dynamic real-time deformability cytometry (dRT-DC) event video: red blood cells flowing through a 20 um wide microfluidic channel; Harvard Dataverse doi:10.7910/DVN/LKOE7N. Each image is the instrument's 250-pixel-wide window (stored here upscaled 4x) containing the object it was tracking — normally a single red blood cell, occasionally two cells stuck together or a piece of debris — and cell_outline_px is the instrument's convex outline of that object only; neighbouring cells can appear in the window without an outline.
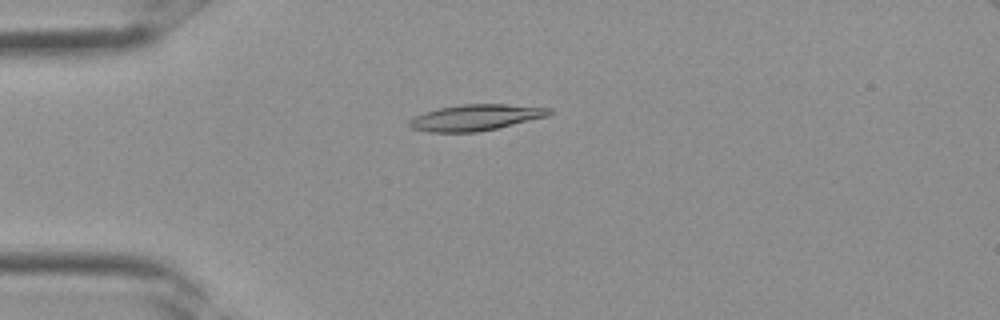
{"species": "Egyptian fruit bat (a non-hibernating species)", "species_latin": "Rousettus aegyptiacus", "temperature_condition": "room temperature", "stored_images_in_passage": 15, "camera_frame_rate_fps": 3000, "um_per_image_px": 0.085, "frame": {"image": 1, "passage_image": 9, "time_ms": 2.667, "image_size_px": [1000, 320], "cell_outline_px": [[552, 112], [548, 116], [496, 128], [476, 132], [428, 132], [412, 128], [408, 124], [408, 120], [424, 112], [440, 108], [460, 104], [508, 104], [552, 108]], "centroid_in_image_um": [40.43, 9.98], "position_along_channel_um": 44.6, "area_um2": 21.15}}
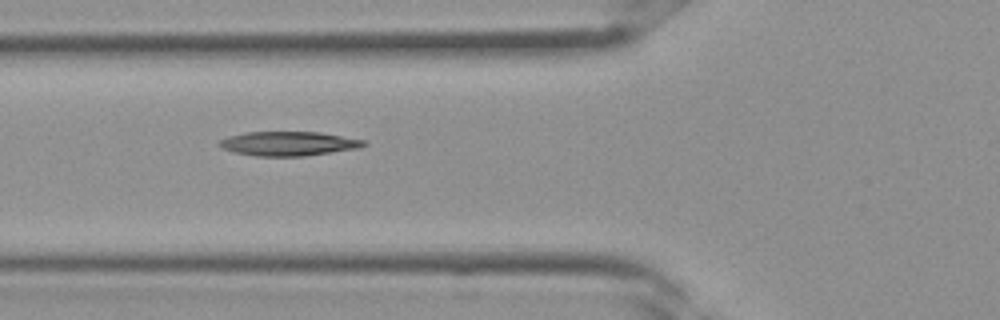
{"frame": {"image": 2, "passage_image": 13, "time_ms": 4.0, "image_size_px": [1000, 320], "cell_outline_px": [[368, 144], [360, 148], [304, 156], [256, 156], [236, 152], [224, 148], [216, 144], [220, 140], [228, 136], [244, 132], [320, 132], [364, 140]], "centroid_in_image_um": [24.53, 12.2], "position_along_channel_um": 101.3, "area_um2": 20.35}}
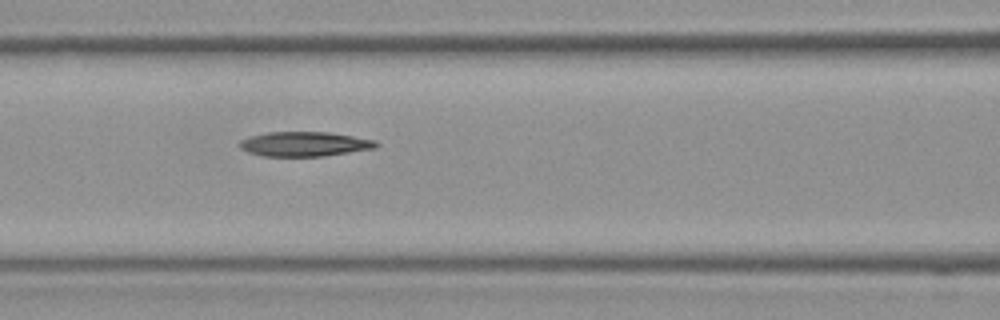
{"frame": {"image": 3, "passage_image": 15, "time_ms": 4.667, "image_size_px": [1000, 320], "cell_outline_px": [[380, 144], [376, 148], [324, 156], [264, 156], [248, 152], [240, 148], [240, 140], [252, 136], [268, 132], [328, 132], [376, 140]], "centroid_in_image_um": [25.91, 12.24], "position_along_channel_um": 140.7, "area_um2": 19.48}}